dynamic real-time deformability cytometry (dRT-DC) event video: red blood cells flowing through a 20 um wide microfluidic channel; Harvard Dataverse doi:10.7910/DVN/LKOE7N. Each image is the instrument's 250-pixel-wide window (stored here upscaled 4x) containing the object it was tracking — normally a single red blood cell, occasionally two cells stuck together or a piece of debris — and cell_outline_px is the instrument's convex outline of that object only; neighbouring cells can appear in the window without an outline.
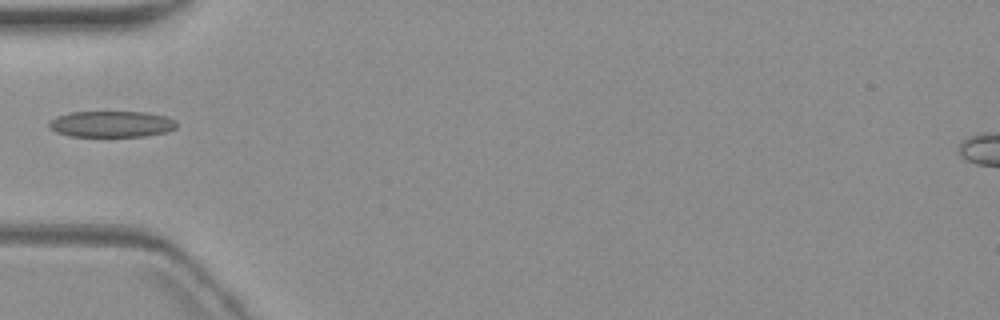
{"species": "common noctule bat (a hibernating species)", "species_latin": "Nyctalus noctula", "temperature_condition": "warm", "stored_images_in_passage": 6, "camera_frame_rate_fps": 3000, "um_per_image_px": 0.085, "animal": {"sex": "female", "body_mass_g": 19.3, "forearm_length_mm": 54.1}, "frame": {"image": 1, "passage_image": 6, "time_ms": 6.0, "image_size_px": [1000, 320], "cell_outline_px": [[176, 128], [168, 132], [144, 136], [72, 136], [56, 132], [48, 128], [48, 124], [56, 116], [68, 112], [144, 112], [164, 116], [176, 120]], "centroid_in_image_um": [9.47, 10.54], "position_along_channel_um": 75.5, "area_um2": 19.48}}